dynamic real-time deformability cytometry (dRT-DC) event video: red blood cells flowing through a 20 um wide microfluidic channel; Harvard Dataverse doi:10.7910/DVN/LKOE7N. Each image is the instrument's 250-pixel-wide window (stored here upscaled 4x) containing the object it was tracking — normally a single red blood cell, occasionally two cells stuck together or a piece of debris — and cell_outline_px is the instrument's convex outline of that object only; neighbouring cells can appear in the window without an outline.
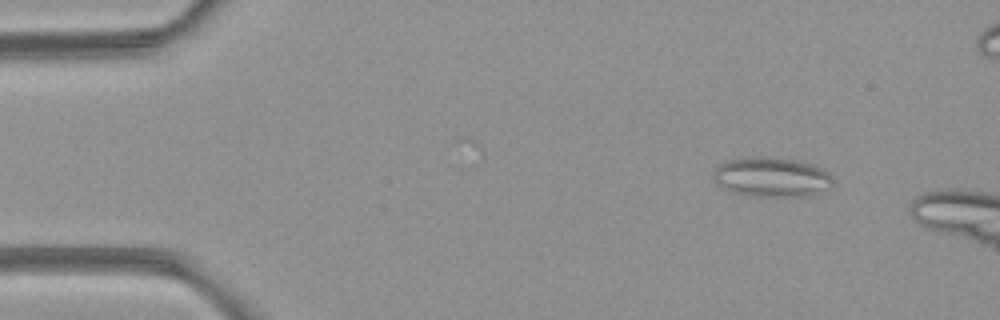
{"species": "common noctule bat (a hibernating species)", "species_latin": "Nyctalus noctula", "temperature_condition": "room temperature", "stored_images_in_passage": 2, "camera_frame_rate_fps": 3000, "um_per_image_px": 0.085, "animal": {"sex": "female", "body_mass_g": 21.9}, "frame": {"image": 1, "passage_image": 2, "time_ms": 2.0, "image_size_px": [1000, 320], "cell_outline_px": [[832, 184], [812, 196], [752, 196], [732, 192], [716, 184], [716, 168], [720, 164], [728, 160], [764, 156], [772, 156], [792, 160], [808, 164], [820, 168], [828, 172], [832, 176]], "centroid_in_image_um": [65.6, 15.06], "position_along_channel_um": 19.4, "area_um2": 27.11}}